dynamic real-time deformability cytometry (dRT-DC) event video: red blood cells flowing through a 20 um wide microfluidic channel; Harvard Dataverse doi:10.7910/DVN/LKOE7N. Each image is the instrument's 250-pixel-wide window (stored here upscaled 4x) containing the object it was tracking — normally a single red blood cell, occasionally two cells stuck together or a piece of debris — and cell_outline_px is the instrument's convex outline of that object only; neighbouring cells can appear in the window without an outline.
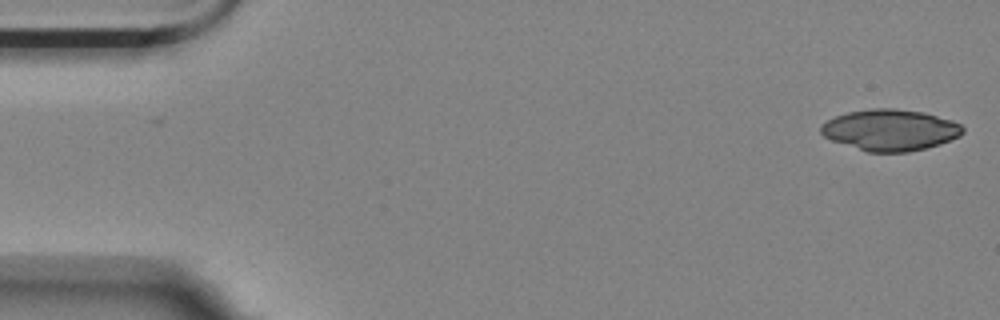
{"species": "Egyptian fruit bat (a non-hibernating species)", "species_latin": "Rousettus aegyptiacus", "temperature_condition": "room temperature", "stored_images_in_passage": 14, "camera_frame_rate_fps": 3000, "um_per_image_px": 0.085, "animal": {"sex": "female"}, "frame": {"image": 1, "passage_image": 1, "time_ms": 0.0, "image_size_px": [1000, 320], "cell_outline_px": [[964, 132], [960, 136], [940, 144], [908, 152], [868, 152], [832, 140], [824, 136], [820, 132], [820, 124], [836, 116], [848, 112], [872, 108], [892, 108], [920, 112], [952, 120], [960, 124], [964, 128]], "centroid_in_image_um": [75.66, 11.05], "position_along_channel_um": 9.3, "area_um2": 33.87}}